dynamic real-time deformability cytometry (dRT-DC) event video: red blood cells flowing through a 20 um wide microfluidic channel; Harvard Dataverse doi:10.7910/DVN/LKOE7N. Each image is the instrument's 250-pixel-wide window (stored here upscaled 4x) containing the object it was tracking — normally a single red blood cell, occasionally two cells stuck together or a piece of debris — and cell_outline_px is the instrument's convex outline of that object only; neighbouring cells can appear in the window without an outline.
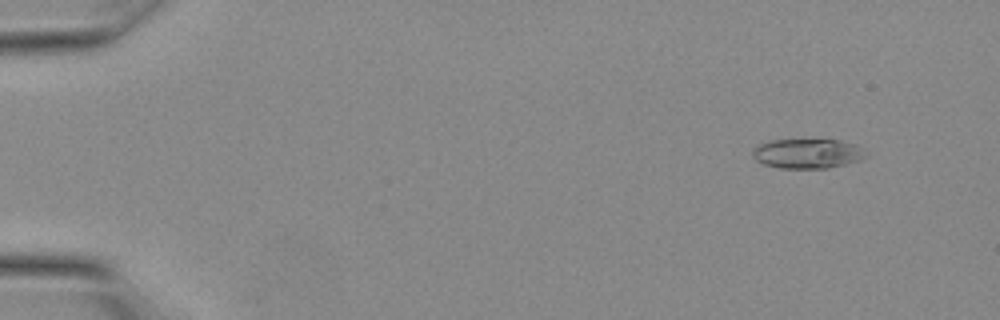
{"species": "Egyptian fruit bat (a non-hibernating species)", "species_latin": "Rousettus aegyptiacus", "temperature_condition": "warm", "stored_images_in_passage": 6, "camera_frame_rate_fps": 3000, "um_per_image_px": 0.085, "animal": {"sex": "female"}, "frame": {"image": 1, "passage_image": 1, "time_ms": 0.0, "image_size_px": [1000, 320], "cell_outline_px": [[868, 156], [860, 160], [828, 168], [780, 168], [764, 164], [756, 160], [752, 156], [752, 152], [760, 144], [772, 140], [840, 140], [856, 144]], "centroid_in_image_um": [68.64, 13.05], "position_along_channel_um": 16.4, "area_um2": 19.36}}